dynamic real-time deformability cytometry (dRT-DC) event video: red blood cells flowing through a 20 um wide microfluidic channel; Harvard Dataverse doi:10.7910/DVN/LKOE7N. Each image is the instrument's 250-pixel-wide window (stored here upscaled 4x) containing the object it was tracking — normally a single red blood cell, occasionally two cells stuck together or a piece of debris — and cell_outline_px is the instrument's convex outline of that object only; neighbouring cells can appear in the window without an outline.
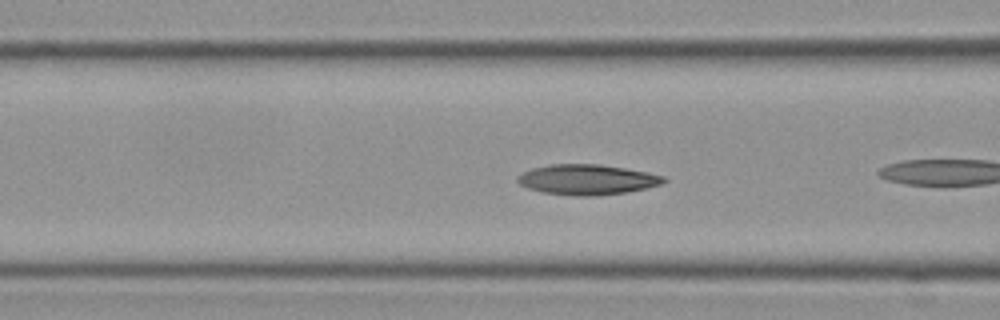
{"species": "Egyptian fruit bat (a non-hibernating species)", "species_latin": "Rousettus aegyptiacus", "temperature_condition": "cold", "stored_images_in_passage": 15, "camera_frame_rate_fps": 3000, "um_per_image_px": 0.085, "frame": {"image": 1, "passage_image": 13, "time_ms": 4.0, "image_size_px": [1000, 320], "cell_outline_px": [[668, 180], [660, 184], [628, 192], [596, 196], [576, 196], [544, 192], [528, 188], [520, 184], [516, 180], [516, 176], [532, 168], [548, 164], [600, 164], [648, 172], [664, 176]], "centroid_in_image_um": [49.9, 15.26], "position_along_channel_um": 116.7, "area_um2": 25.78}}